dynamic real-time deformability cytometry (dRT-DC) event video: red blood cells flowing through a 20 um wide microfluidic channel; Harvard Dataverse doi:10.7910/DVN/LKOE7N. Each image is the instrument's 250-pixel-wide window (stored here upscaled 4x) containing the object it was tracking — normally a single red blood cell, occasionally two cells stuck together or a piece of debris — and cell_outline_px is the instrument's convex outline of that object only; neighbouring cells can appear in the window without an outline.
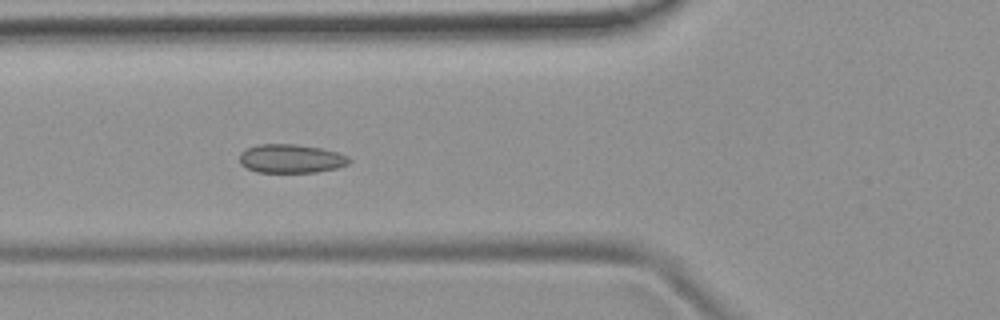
{"species": "common noctule bat (a hibernating species)", "species_latin": "Nyctalus noctula", "temperature_condition": "room temperature", "stored_images_in_passage": 52, "camera_frame_rate_fps": 3000, "um_per_image_px": 0.085, "animal": {"sex": "female", "body_mass_g": 19.9}, "frame": {"image": 1, "passage_image": 19, "time_ms": 6.0, "image_size_px": [1000, 320], "cell_outline_px": [[352, 160], [348, 164], [336, 168], [316, 172], [256, 172], [240, 164], [240, 152], [248, 148], [260, 144], [292, 144], [320, 148], [336, 152], [348, 156]], "centroid_in_image_um": [24.73, 13.49], "position_along_channel_um": 101.1, "area_um2": 18.21}}
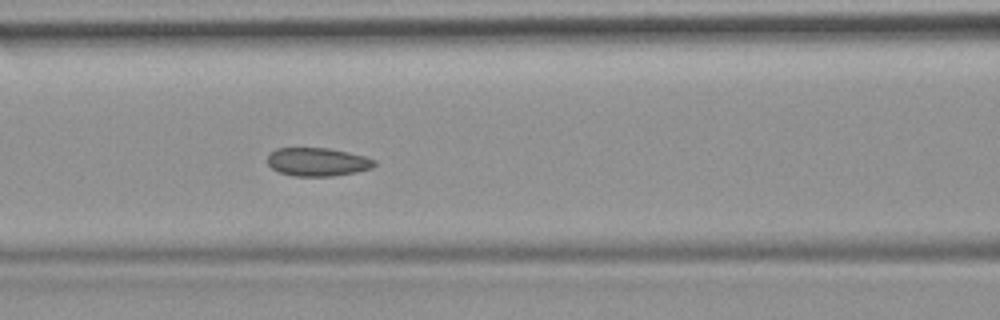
{"frame": {"image": 2, "passage_image": 22, "time_ms": 7.0, "image_size_px": [1000, 320], "cell_outline_px": [[376, 164], [372, 168], [356, 172], [332, 176], [292, 176], [280, 172], [272, 168], [268, 164], [268, 156], [276, 148], [328, 148], [348, 152], [364, 156], [376, 160]], "centroid_in_image_um": [27.0, 13.76], "position_along_channel_um": 139.6, "area_um2": 17.63}}
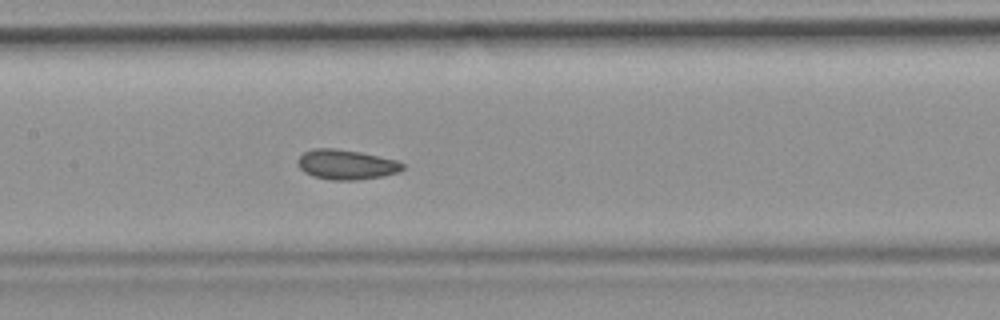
{"frame": {"image": 3, "passage_image": 25, "time_ms": 8.0, "image_size_px": [1000, 320], "cell_outline_px": [[404, 168], [400, 172], [384, 176], [356, 180], [332, 180], [312, 176], [304, 172], [300, 168], [296, 160], [304, 152], [312, 148], [336, 148], [360, 152], [396, 160], [404, 164]], "centroid_in_image_um": [29.42, 13.99], "position_along_channel_um": 178.0, "area_um2": 18.38}, "authors_computed_cell_mechanics": {"area_um2": 18.2359, "velocity_mm_per_s": 3.8383, "shape_relaxation_time_tau1_ms": 7.5558, "shape_relaxation_time_tau2_ms": 3.622, "deformation_change_tau1": 0.0631, "deformation_change_tau2": 0.0683}}